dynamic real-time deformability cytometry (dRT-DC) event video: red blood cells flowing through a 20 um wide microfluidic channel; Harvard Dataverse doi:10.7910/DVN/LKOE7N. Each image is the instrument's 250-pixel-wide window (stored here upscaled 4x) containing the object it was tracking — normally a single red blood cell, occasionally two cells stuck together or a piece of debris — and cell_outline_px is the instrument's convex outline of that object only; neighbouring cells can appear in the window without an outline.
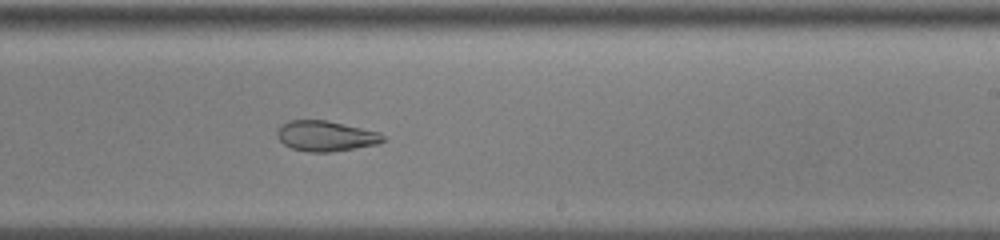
{"species": "common noctule bat (a hibernating species)", "species_latin": "Nyctalus noctula", "temperature_condition": "cold", "stored_images_in_passage": 36, "camera_frame_rate_fps": 3000, "um_per_image_px": 0.085, "animal": {"sex": "male", "body_mass_g": 13.0, "forearm_length_mm": 53.1}, "frame": {"image": 1, "passage_image": 21, "time_ms": 6.667, "image_size_px": [1000, 240], "cell_outline_px": [[384, 140], [376, 144], [332, 152], [308, 152], [292, 148], [284, 144], [280, 140], [276, 132], [280, 124], [288, 120], [328, 120], [380, 132], [384, 136]], "centroid_in_image_um": [27.66, 11.55], "position_along_channel_um": 261.3, "area_um2": 18.79}, "authors_computed_cell_mechanics": {"area_um2": 20.4034, "velocity_mm_per_s": 3.5881, "shape_relaxation_time_tau1_ms": null, "shape_relaxation_time_tau2_ms": 3.2262, "deformation_change_tau1": null, "deformation_change_tau2": 0.0901}}